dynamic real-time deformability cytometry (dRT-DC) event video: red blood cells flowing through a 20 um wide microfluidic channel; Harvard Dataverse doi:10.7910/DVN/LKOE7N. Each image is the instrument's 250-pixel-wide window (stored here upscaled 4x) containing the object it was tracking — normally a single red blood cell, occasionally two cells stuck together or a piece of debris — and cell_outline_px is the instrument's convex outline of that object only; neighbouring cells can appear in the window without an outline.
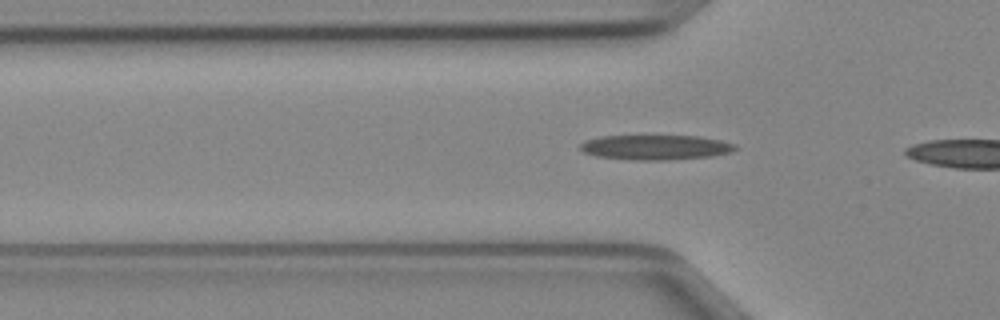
{"species": "Egyptian fruit bat (a non-hibernating species)", "species_latin": "Rousettus aegyptiacus", "temperature_condition": "cold", "stored_images_in_passage": 4, "camera_frame_rate_fps": 3000, "um_per_image_px": 0.085, "animal": {"sex": "female"}, "frame": {"image": 1, "passage_image": 2, "time_ms": 0.333, "image_size_px": [1000, 320], "cell_outline_px": [[736, 148], [732, 152], [712, 156], [668, 160], [628, 160], [596, 156], [584, 152], [580, 148], [580, 144], [584, 140], [600, 136], [696, 136], [720, 140], [736, 144]], "centroid_in_image_um": [55.7, 12.53], "position_along_channel_um": 70.1, "area_um2": 22.54}}